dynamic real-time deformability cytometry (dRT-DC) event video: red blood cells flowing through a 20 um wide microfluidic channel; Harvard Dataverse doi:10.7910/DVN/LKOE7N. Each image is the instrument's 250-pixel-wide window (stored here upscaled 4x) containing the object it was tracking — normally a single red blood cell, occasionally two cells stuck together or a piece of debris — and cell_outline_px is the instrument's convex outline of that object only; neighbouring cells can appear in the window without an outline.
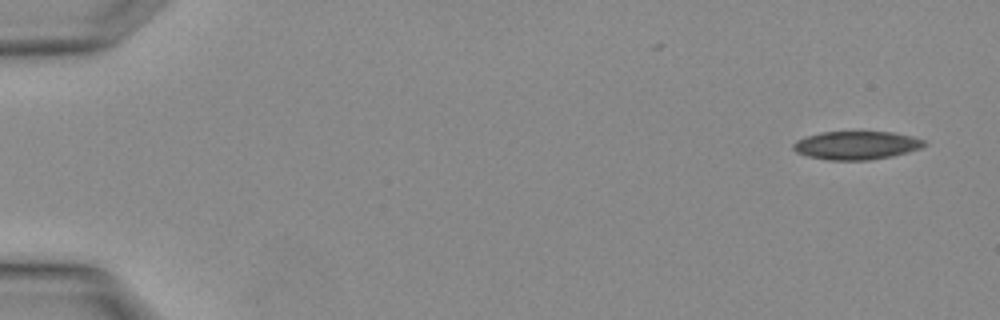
{"species": "Egyptian fruit bat (a non-hibernating species)", "species_latin": "Rousettus aegyptiacus", "temperature_condition": "warm", "stored_images_in_passage": 4, "segment_of_instrument_passage": [2, 2], "camera_frame_rate_fps": 3000, "um_per_image_px": 0.085, "animal": {"sex": "female"}, "frame": {"image": 1, "passage_image": 4, "time_ms": 1.0, "image_size_px": [1000, 320], "cell_outline_px": [[928, 144], [920, 148], [892, 156], [868, 160], [828, 160], [808, 156], [796, 152], [792, 148], [792, 144], [796, 140], [808, 136], [824, 132], [892, 132], [912, 136], [924, 140]], "centroid_in_image_um": [72.79, 12.35], "position_along_channel_um": 12.2, "area_um2": 21.5}}